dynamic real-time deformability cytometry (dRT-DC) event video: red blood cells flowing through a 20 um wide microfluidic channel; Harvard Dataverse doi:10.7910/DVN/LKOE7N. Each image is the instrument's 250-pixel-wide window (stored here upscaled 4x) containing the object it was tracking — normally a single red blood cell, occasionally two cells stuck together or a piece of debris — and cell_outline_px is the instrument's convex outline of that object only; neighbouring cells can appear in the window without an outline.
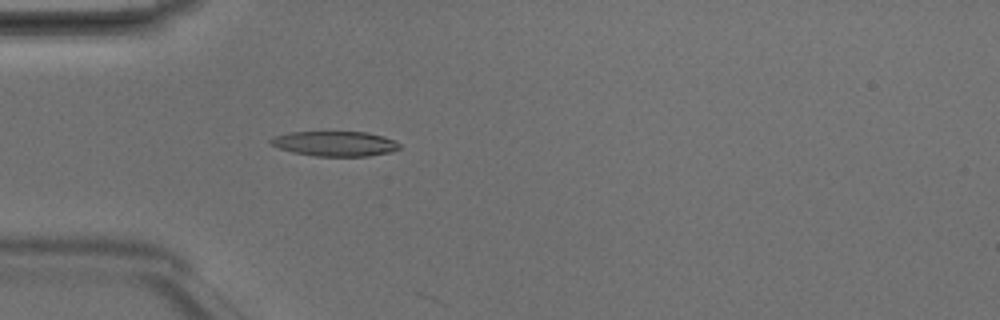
{"species": "Egyptian fruit bat (a non-hibernating species)", "species_latin": "Rousettus aegyptiacus", "temperature_condition": "room temperature", "stored_images_in_passage": 1, "camera_frame_rate_fps": 3000, "um_per_image_px": 0.085, "animal": {"sex": "male"}, "frame": {"image": 1, "passage_image": 1, "time_ms": 0.0, "image_size_px": [1000, 320], "cell_outline_px": [[400, 148], [392, 152], [368, 156], [316, 156], [292, 152], [268, 144], [268, 140], [276, 136], [288, 132], [368, 132], [392, 140], [400, 144]], "centroid_in_image_um": [28.44, 12.21], "position_along_channel_um": 56.6, "area_um2": 18.67}}